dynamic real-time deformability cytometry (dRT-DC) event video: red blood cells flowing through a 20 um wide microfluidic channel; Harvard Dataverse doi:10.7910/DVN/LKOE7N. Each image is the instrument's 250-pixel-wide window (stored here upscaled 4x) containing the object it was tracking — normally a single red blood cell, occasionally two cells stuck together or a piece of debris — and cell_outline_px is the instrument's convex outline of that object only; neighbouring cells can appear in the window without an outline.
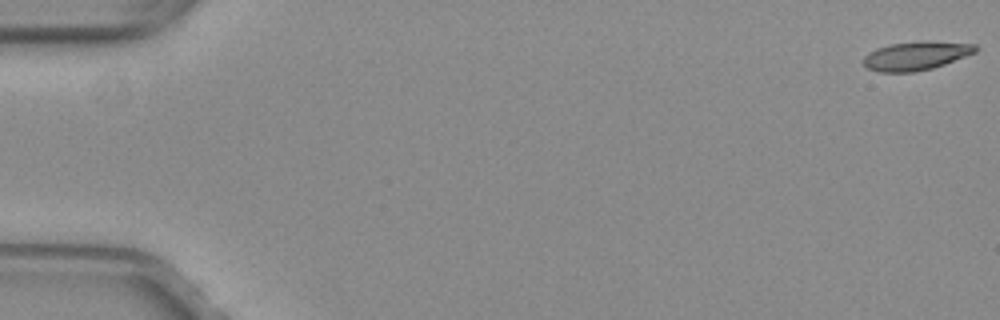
{"species": "common noctule bat (a hibernating species)", "species_latin": "Nyctalus noctula", "temperature_condition": "warm", "stored_images_in_passage": 10, "camera_frame_rate_fps": 3000, "um_per_image_px": 0.085, "animal": {"sex": "female", "body_mass_g": 29.2, "forearm_length_mm": 56.3}, "frame": {"image": 1, "passage_image": 1, "time_ms": 0.0, "image_size_px": [1000, 320], "cell_outline_px": [[980, 48], [976, 52], [944, 64], [932, 68], [916, 72], [880, 72], [868, 68], [864, 64], [864, 56], [868, 52], [876, 48], [892, 44], [920, 40], [976, 44]], "centroid_in_image_um": [77.88, 4.73], "position_along_channel_um": 7.1, "area_um2": 18.79}}